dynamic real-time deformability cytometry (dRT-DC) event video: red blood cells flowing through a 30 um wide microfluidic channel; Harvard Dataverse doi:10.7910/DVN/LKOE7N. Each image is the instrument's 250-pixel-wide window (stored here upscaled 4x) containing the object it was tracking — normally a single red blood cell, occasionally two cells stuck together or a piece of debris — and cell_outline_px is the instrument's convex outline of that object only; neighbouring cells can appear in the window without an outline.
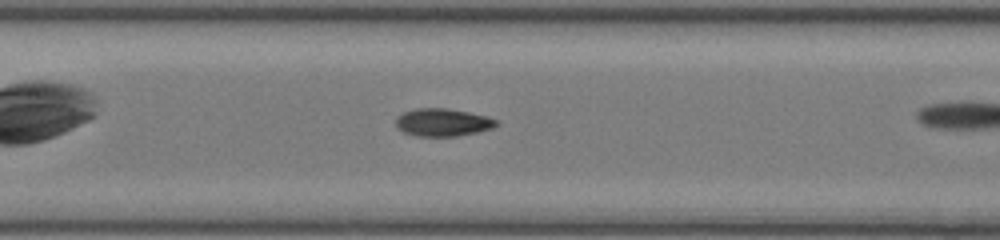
{"species": "common noctule bat (a hibernating species)", "species_latin": "Nyctalus noctula", "temperature_condition": "room temperature", "stored_images_in_passage": 36, "camera_frame_rate_fps": 3000, "um_per_image_px": 0.085, "animal": {"sex": "female", "body_mass_g": 17.0, "forearm_length_mm": 48.0}, "frame": {"image": 1, "passage_image": 21, "time_ms": 6.667, "image_size_px": [1000, 240], "cell_outline_px": [[500, 124], [492, 128], [480, 132], [456, 136], [416, 136], [404, 132], [396, 128], [396, 116], [404, 112], [416, 108], [448, 108], [488, 116], [500, 120]], "centroid_in_image_um": [37.67, 10.4], "position_along_channel_um": 169.7, "area_um2": 16.53}}
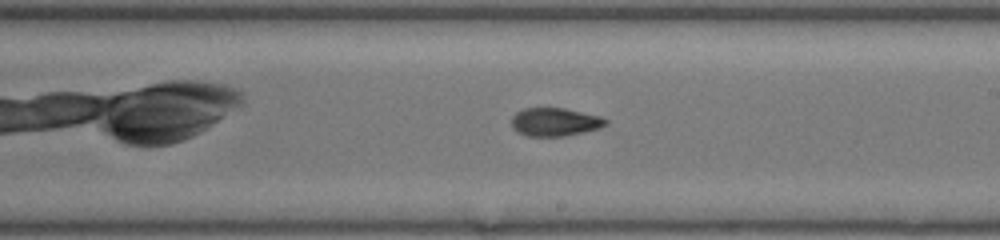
{"frame": {"image": 2, "passage_image": 26, "time_ms": 8.333, "image_size_px": [1000, 240], "cell_outline_px": [[608, 124], [600, 128], [584, 132], [564, 136], [528, 136], [516, 132], [512, 128], [512, 116], [516, 112], [524, 108], [564, 108], [600, 116], [608, 120]], "centroid_in_image_um": [47.16, 10.37], "position_along_channel_um": 241.8, "area_um2": 15.61}}